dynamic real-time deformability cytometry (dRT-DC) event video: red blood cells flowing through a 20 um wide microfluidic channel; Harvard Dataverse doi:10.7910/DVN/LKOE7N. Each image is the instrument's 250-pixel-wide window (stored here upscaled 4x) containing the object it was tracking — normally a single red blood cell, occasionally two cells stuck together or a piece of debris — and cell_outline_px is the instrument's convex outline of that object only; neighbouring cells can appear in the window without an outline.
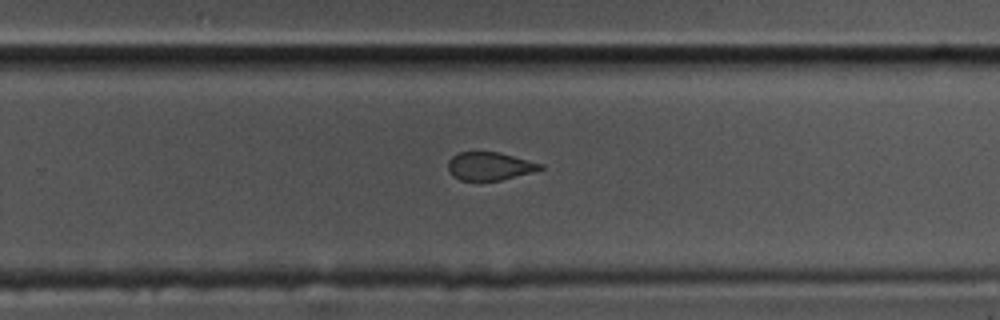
{"species": "common noctule bat (a hibernating species)", "species_latin": "Nyctalus noctula", "temperature_condition": "cold", "stored_images_in_passage": 31, "camera_frame_rate_fps": 3000, "um_per_image_px": 0.085, "animal": {"sex": "male", "body_mass_g": 17.5, "forearm_length_mm": 52.3}, "frame": {"image": 1, "passage_image": 22, "time_ms": 7.0, "image_size_px": [1000, 320], "cell_outline_px": [[544, 168], [532, 172], [500, 180], [460, 180], [452, 176], [448, 172], [448, 160], [452, 156], [460, 152], [500, 152], [544, 164]], "centroid_in_image_um": [41.61, 14.11], "position_along_channel_um": 288.2, "area_um2": 15.14}}
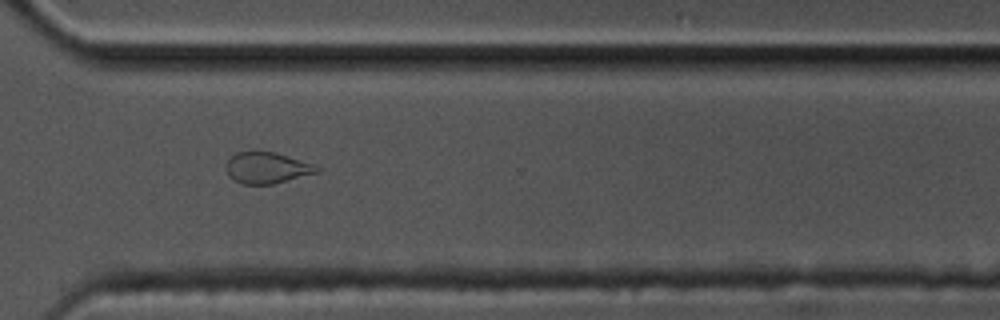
{"frame": {"image": 2, "passage_image": 27, "time_ms": 8.667, "image_size_px": [1000, 320], "cell_outline_px": [[324, 168], [320, 172], [272, 184], [244, 184], [232, 180], [228, 176], [224, 168], [228, 160], [236, 152], [256, 148], [276, 152]], "centroid_in_image_um": [22.65, 14.23], "position_along_channel_um": 347.9, "area_um2": 17.17}, "authors_computed_cell_mechanics": {"area_um2": 16.4152, "velocity_mm_per_s": 3.5714, "shape_relaxation_time_tau1_ms": null, "shape_relaxation_time_tau2_ms": 2.1692, "deformation_change_tau1": null, "deformation_change_tau2": 0.0797}}